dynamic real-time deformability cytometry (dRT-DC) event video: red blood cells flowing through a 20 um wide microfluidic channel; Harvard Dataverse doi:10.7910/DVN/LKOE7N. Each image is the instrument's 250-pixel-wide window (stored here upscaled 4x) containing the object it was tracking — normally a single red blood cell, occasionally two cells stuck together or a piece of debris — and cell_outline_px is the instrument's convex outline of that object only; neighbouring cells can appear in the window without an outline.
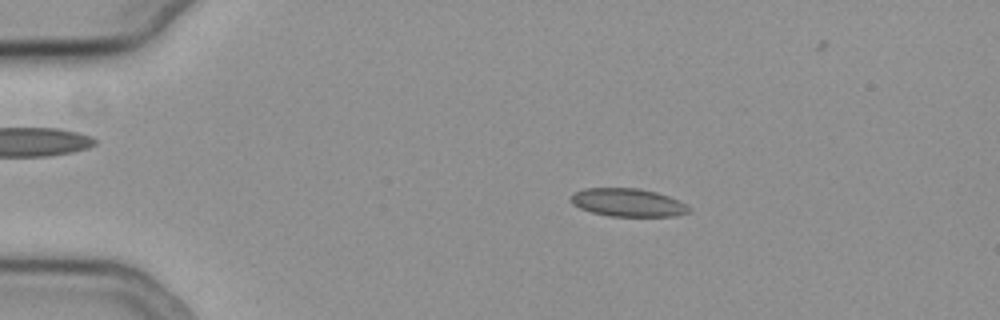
{"species": "common noctule bat (a hibernating species)", "species_latin": "Nyctalus noctula", "temperature_condition": "cold", "stored_images_in_passage": 55, "camera_frame_rate_fps": 3000, "um_per_image_px": 0.085, "animal": {"sex": "female", "body_mass_g": 19.3, "forearm_length_mm": 54.1}, "frame": {"image": 1, "passage_image": 10, "time_ms": 3.0, "image_size_px": [1000, 320], "cell_outline_px": [[692, 212], [676, 216], [608, 216], [592, 212], [580, 208], [572, 204], [572, 196], [576, 192], [584, 188], [640, 188], [656, 192], [668, 196], [692, 208]], "centroid_in_image_um": [53.4, 17.22], "position_along_channel_um": 31.6, "area_um2": 19.25}}
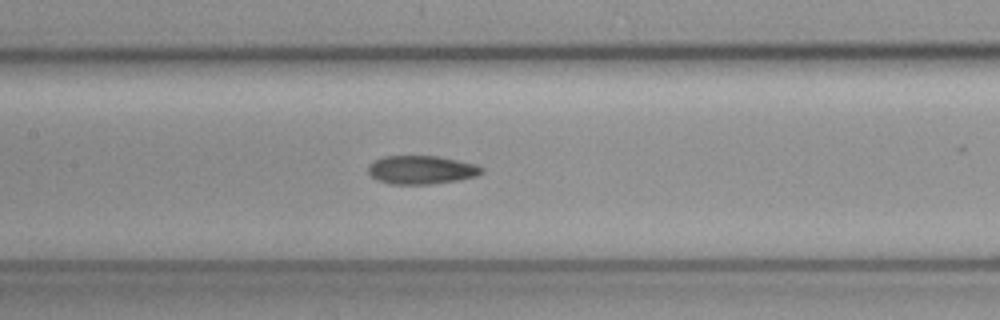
{"frame": {"image": 2, "passage_image": 26, "time_ms": 8.333, "image_size_px": [1000, 320], "cell_outline_px": [[484, 172], [476, 176], [460, 180], [428, 184], [392, 184], [376, 180], [368, 172], [368, 164], [384, 156], [436, 156], [476, 164], [484, 168]], "centroid_in_image_um": [35.82, 14.44], "position_along_channel_um": 171.6, "area_um2": 18.84}}
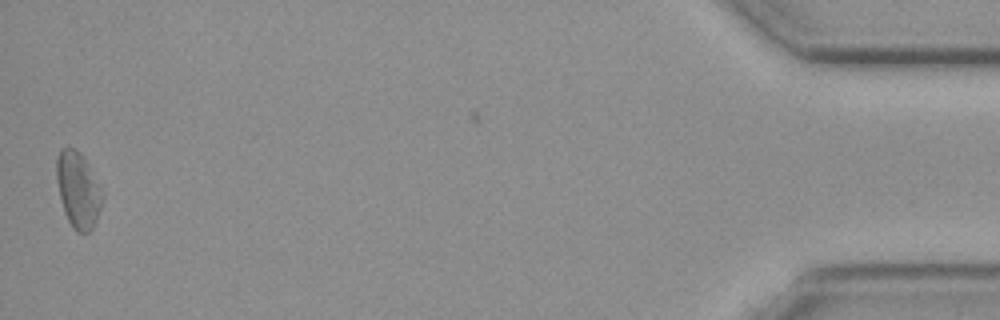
{"frame": {"image": 3, "passage_image": 54, "time_ms": 17.667, "image_size_px": [1000, 320], "cell_outline_px": [[104, 200], [96, 220], [92, 228], [88, 232], [76, 232], [72, 228], [64, 212], [56, 180], [56, 156], [60, 148], [68, 144], [76, 148], [80, 152], [100, 184], [104, 192]], "centroid_in_image_um": [6.64, 16.09], "position_along_channel_um": 428.6, "area_um2": 20.75}, "authors_computed_cell_mechanics": {"area_um2": 19.1318, "velocity_mm_per_s": 3.7627, "shape_relaxation_time_tau1_ms": 6.3946, "shape_relaxation_time_tau2_ms": 5.2163, "deformation_change_tau1": 0.1341, "deformation_change_tau2": 0.1131}}